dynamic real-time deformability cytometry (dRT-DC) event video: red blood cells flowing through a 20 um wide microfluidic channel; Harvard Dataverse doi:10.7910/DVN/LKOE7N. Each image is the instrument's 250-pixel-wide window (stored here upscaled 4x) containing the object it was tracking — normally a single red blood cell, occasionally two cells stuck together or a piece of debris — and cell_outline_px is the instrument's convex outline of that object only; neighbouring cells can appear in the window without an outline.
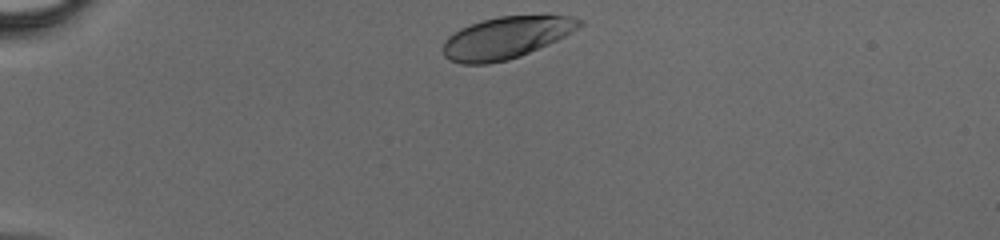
{"species": "human", "species_latin": "Homo sapiens", "temperature_condition": "cold", "stored_images_in_passage": 30, "camera_frame_rate_fps": 3000, "um_per_image_px": 0.085, "donor": {"sex": "male"}, "frame": {"image": 1, "passage_image": 1, "time_ms": 0.0, "image_size_px": [1000, 240], "cell_outline_px": [[584, 24], [564, 36], [548, 44], [520, 56], [508, 60], [488, 64], [460, 64], [448, 60], [444, 56], [444, 40], [448, 36], [460, 28], [484, 20], [500, 16], [572, 16], [584, 20]], "centroid_in_image_um": [43.0, 3.22], "position_along_channel_um": 42.0, "area_um2": 33.06}}
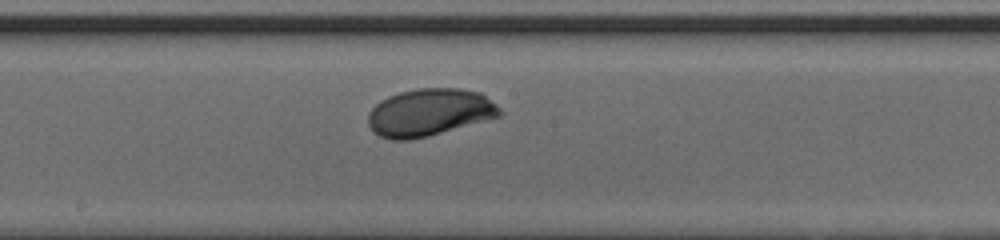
{"frame": {"image": 2, "passage_image": 16, "time_ms": 5.0, "image_size_px": [1000, 240], "cell_outline_px": [[504, 112], [500, 116], [428, 136], [408, 140], [392, 140], [380, 136], [372, 132], [368, 124], [368, 112], [380, 100], [388, 96], [400, 92], [416, 88], [460, 88], [480, 92], [496, 104]], "centroid_in_image_um": [36.48, 9.55], "position_along_channel_um": 211.7, "area_um2": 36.41}}
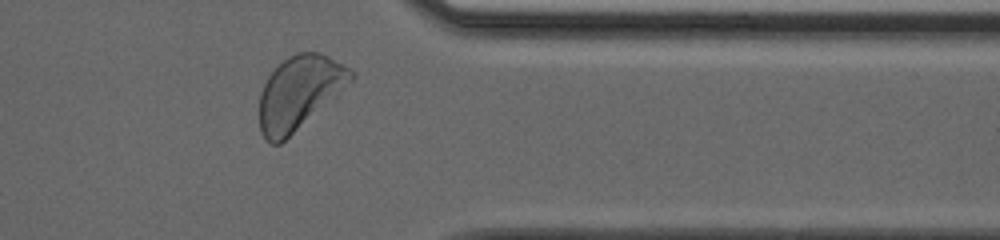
{"frame": {"image": 3, "passage_image": 28, "time_ms": 9.0, "image_size_px": [1000, 240], "cell_outline_px": [[356, 76], [336, 96], [280, 144], [272, 144], [264, 140], [260, 132], [260, 92], [268, 76], [288, 56], [296, 52], [316, 52], [328, 56], [344, 64], [356, 72]], "centroid_in_image_um": [25.44, 7.87], "position_along_channel_um": 386.0, "area_um2": 38.9}}